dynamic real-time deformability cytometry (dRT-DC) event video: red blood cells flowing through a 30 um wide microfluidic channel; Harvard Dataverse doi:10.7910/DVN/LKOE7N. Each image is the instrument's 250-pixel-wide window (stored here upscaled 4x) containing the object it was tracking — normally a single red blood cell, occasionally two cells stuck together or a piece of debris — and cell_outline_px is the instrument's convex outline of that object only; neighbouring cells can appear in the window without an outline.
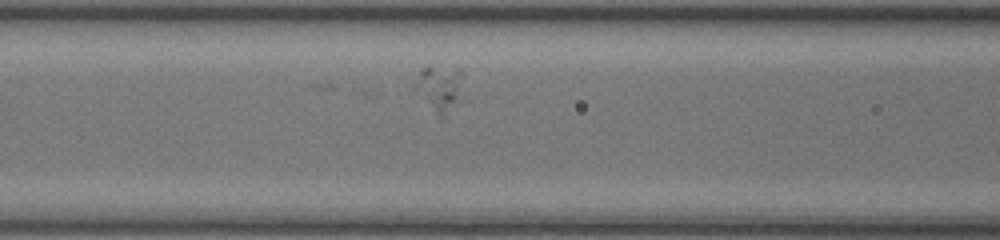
{"species": "common noctule bat (a hibernating species)", "species_latin": "Nyctalus noctula", "temperature_condition": "room temperature", "stored_images_in_passage": 25, "camera_frame_rate_fps": 3000, "um_per_image_px": 0.085, "animal": {"sex": "female", "body_mass_g": 20.0, "forearm_length_mm": 54.0}, "frame": {"image": 1, "passage_image": 7, "time_ms": 2.0, "image_size_px": [1000, 240], "cell_outline_px": [[460, 76], [452, 100], [444, 116], [440, 116], [412, 88], [420, 72], [424, 68], [456, 68], [460, 72]], "centroid_in_image_um": [37.19, 7.43], "position_along_channel_um": 129.4, "area_um2": 10.92}}
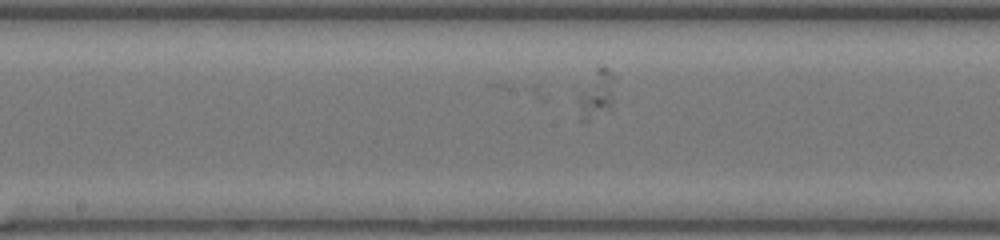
{"frame": {"image": 2, "passage_image": 12, "time_ms": 3.667, "image_size_px": [1000, 240], "cell_outline_px": [[616, 76], [612, 108], [588, 120], [580, 120], [580, 92], [596, 68], [600, 64], [608, 68]], "centroid_in_image_um": [50.79, 7.94], "position_along_channel_um": 197.4, "area_um2": 10.23}}